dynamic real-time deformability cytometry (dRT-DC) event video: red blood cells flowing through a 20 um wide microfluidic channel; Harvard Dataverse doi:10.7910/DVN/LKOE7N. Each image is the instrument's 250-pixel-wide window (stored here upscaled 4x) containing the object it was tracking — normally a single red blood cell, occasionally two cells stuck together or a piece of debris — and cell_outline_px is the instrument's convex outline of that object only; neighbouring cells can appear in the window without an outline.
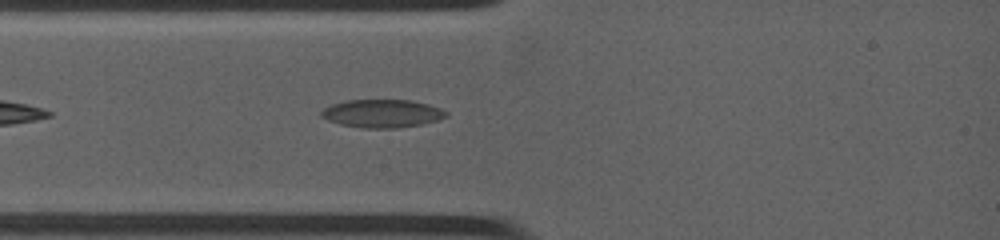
{"species": "common noctule bat (a hibernating species)", "species_latin": "Nyctalus noctula", "temperature_condition": "warm", "stored_images_in_passage": 10, "camera_frame_rate_fps": 4500, "um_per_image_px": 0.085, "animal": {"sex": "female", "body_mass_g": 19.0, "forearm_length_mm": 53.3}, "frame": {"image": 1, "passage_image": 4, "time_ms": 1.333, "image_size_px": [1000, 240], "cell_outline_px": [[448, 116], [436, 120], [420, 124], [396, 128], [364, 128], [340, 124], [328, 120], [320, 116], [320, 112], [324, 108], [332, 104], [348, 100], [412, 100], [428, 104], [440, 108], [448, 112]], "centroid_in_image_um": [32.47, 9.64], "position_along_channel_um": 52.5, "area_um2": 20.35}}
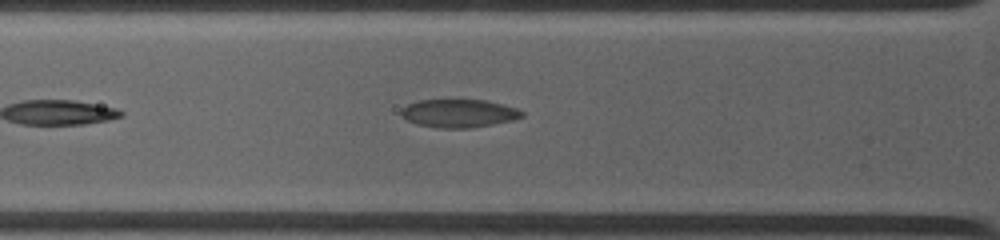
{"frame": {"image": 2, "passage_image": 6, "time_ms": 2.222, "image_size_px": [1000, 240], "cell_outline_px": [[524, 116], [512, 120], [492, 124], [468, 128], [436, 128], [416, 124], [400, 116], [400, 112], [408, 104], [420, 100], [484, 100], [516, 108], [524, 112]], "centroid_in_image_um": [38.98, 9.64], "position_along_channel_um": 86.8, "area_um2": 19.65}}
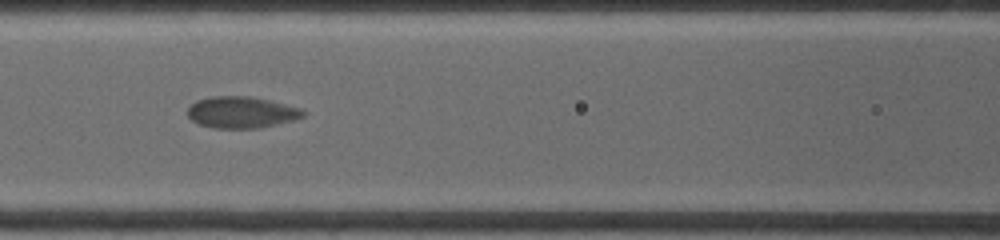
{"frame": {"image": 3, "passage_image": 9, "time_ms": 3.778, "image_size_px": [1000, 240], "cell_outline_px": [[304, 116], [292, 120], [260, 128], [216, 128], [200, 124], [192, 120], [188, 116], [188, 108], [196, 100], [212, 96], [252, 96], [300, 108], [304, 112]], "centroid_in_image_um": [20.5, 9.54], "position_along_channel_um": 146.1, "area_um2": 20.98}}